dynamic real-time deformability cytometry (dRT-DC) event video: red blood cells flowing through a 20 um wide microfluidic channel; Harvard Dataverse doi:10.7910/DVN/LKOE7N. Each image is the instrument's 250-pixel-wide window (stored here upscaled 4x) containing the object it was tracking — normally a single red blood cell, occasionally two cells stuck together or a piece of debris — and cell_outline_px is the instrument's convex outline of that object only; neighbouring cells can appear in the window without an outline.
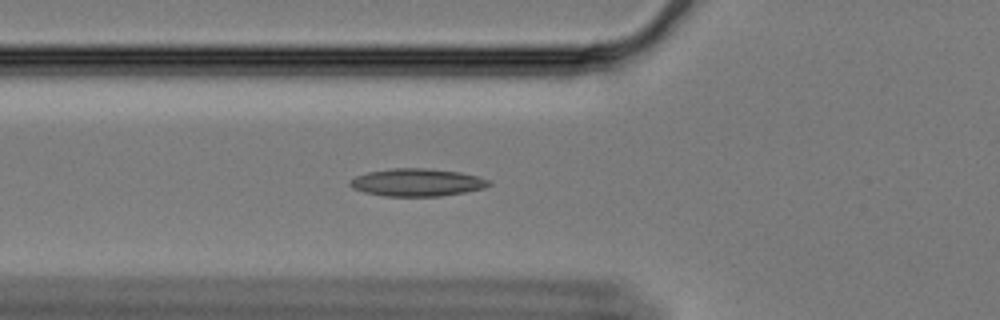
{"species": "Egyptian fruit bat (a non-hibernating species)", "species_latin": "Rousettus aegyptiacus", "temperature_condition": "cold", "stored_images_in_passage": 48, "camera_frame_rate_fps": 3000, "um_per_image_px": 0.085, "animal": {"sex": "female"}, "frame": {"image": 1, "passage_image": 10, "time_ms": 3.0, "image_size_px": [1000, 320], "cell_outline_px": [[492, 184], [484, 188], [464, 192], [440, 196], [384, 196], [364, 192], [352, 188], [348, 184], [348, 180], [356, 176], [368, 172], [392, 168], [424, 168], [460, 172], [476, 176], [488, 180]], "centroid_in_image_um": [35.4, 15.5], "position_along_channel_um": 90.4, "area_um2": 22.31}}
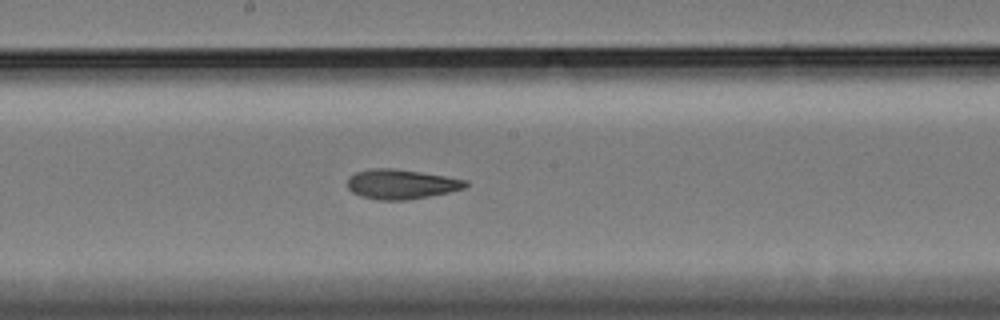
{"frame": {"image": 2, "passage_image": 21, "time_ms": 6.667, "image_size_px": [1000, 320], "cell_outline_px": [[468, 184], [464, 188], [448, 192], [408, 200], [376, 200], [360, 196], [352, 192], [348, 188], [348, 176], [356, 172], [368, 168], [396, 168], [468, 180]], "centroid_in_image_um": [34.06, 15.65], "position_along_channel_um": 214.1, "area_um2": 20.52}}
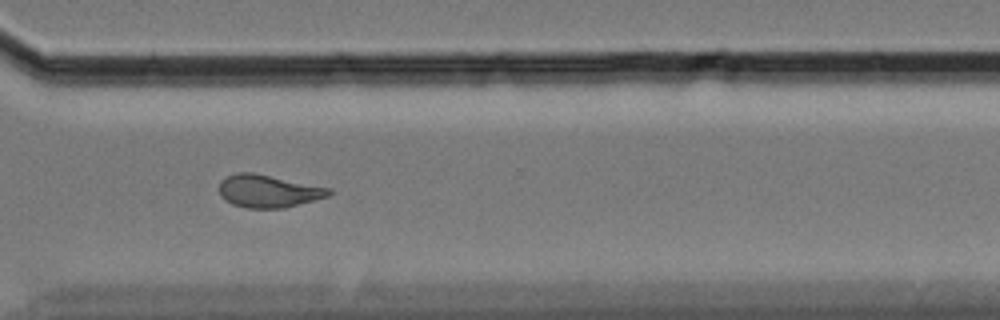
{"frame": {"image": 3, "passage_image": 33, "time_ms": 10.667, "image_size_px": [1000, 320], "cell_outline_px": [[332, 192], [328, 196], [284, 208], [248, 208], [232, 204], [224, 200], [220, 196], [220, 180], [236, 172], [252, 172], [332, 188]], "centroid_in_image_um": [22.79, 16.24], "position_along_channel_um": 347.8, "area_um2": 20.87}, "authors_computed_cell_mechanics": {"area_um2": 20.9814, "velocity_mm_per_s": 3.3495, "shape_relaxation_time_tau1_ms": null, "shape_relaxation_time_tau2_ms": 3.0871, "deformation_change_tau1": null, "deformation_change_tau2": 0.1046}}